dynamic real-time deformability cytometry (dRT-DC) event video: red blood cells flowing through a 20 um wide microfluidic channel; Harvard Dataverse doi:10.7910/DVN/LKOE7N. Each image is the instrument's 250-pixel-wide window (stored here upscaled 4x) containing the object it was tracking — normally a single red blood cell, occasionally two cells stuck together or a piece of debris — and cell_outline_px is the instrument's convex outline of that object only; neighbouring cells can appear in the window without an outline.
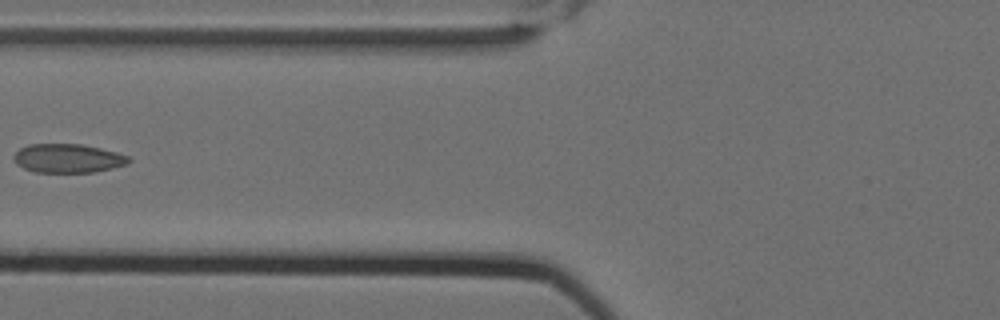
{"species": "Egyptian fruit bat (a non-hibernating species)", "species_latin": "Rousettus aegyptiacus", "temperature_condition": "cold", "stored_images_in_passage": 7, "camera_frame_rate_fps": 3000, "um_per_image_px": 0.085, "animal": {"sex": "female"}, "frame": {"image": 1, "passage_image": 7, "time_ms": 2.0, "image_size_px": [1000, 320], "cell_outline_px": [[132, 160], [128, 164], [112, 168], [92, 172], [36, 172], [24, 168], [16, 164], [12, 156], [20, 148], [28, 144], [80, 144], [100, 148], [116, 152], [128, 156]], "centroid_in_image_um": [5.76, 13.45], "position_along_channel_um": 120.0, "area_um2": 19.31}}